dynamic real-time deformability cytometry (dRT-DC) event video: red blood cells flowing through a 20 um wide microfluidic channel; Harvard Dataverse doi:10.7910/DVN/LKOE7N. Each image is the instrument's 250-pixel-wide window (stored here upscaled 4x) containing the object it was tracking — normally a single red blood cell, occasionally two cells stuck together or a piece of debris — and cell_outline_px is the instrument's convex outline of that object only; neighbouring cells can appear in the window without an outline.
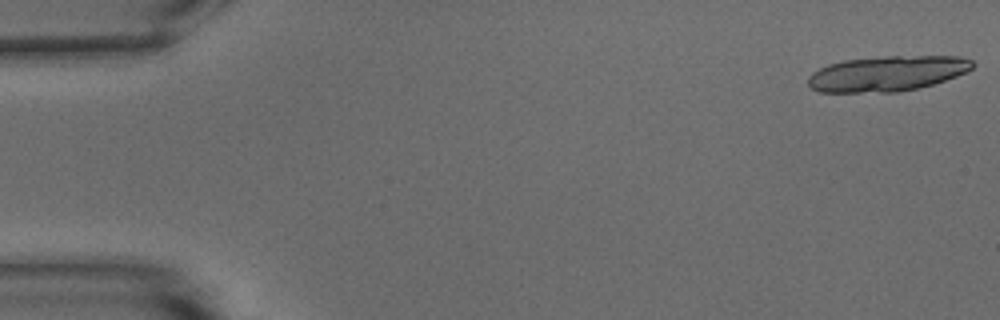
{"species": "common noctule bat (a hibernating species)", "species_latin": "Nyctalus noctula", "temperature_condition": "warm", "stored_images_in_passage": 18, "camera_frame_rate_fps": 3000, "um_per_image_px": 0.085, "animal": {"sex": "male", "body_mass_g": 15.6}, "frame": {"image": 1, "passage_image": 1, "time_ms": 0.0, "image_size_px": [1000, 320], "cell_outline_px": [[976, 64], [968, 72], [932, 84], [916, 88], [896, 92], [820, 92], [812, 88], [808, 84], [808, 76], [812, 72], [828, 64], [844, 60], [884, 56], [960, 56], [972, 60]], "centroid_in_image_um": [75.42, 6.24], "position_along_channel_um": 9.6, "area_um2": 33.87}}